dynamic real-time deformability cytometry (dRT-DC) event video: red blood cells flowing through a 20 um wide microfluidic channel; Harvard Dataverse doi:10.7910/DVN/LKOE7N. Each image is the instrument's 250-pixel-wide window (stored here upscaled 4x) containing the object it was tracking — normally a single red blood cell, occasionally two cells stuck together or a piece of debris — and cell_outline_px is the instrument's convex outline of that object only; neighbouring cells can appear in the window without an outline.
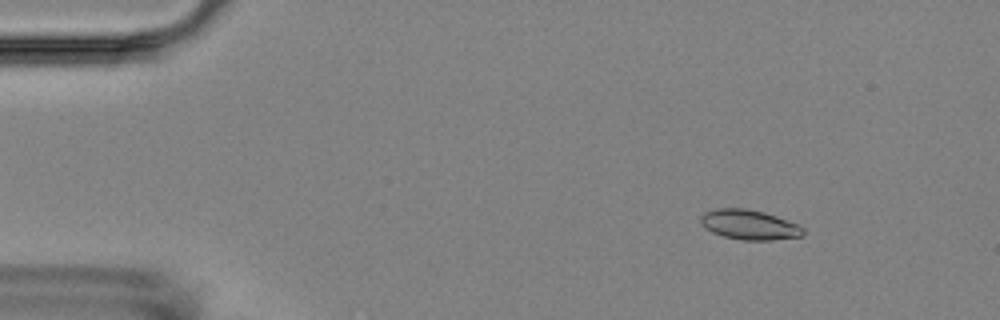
{"species": "Egyptian fruit bat (a non-hibernating species)", "species_latin": "Rousettus aegyptiacus", "temperature_condition": "room temperature", "stored_images_in_passage": 4, "camera_frame_rate_fps": 3000, "um_per_image_px": 0.085, "animal": {"sex": "female"}, "frame": {"image": 1, "passage_image": 1, "time_ms": 0.0, "image_size_px": [1000, 320], "cell_outline_px": [[804, 236], [772, 240], [740, 240], [724, 236], [712, 232], [704, 228], [700, 224], [700, 216], [704, 212], [716, 208], [744, 208], [764, 212], [776, 216], [796, 224], [804, 228]], "centroid_in_image_um": [63.65, 19.1], "position_along_channel_um": 21.3, "area_um2": 17.92}}
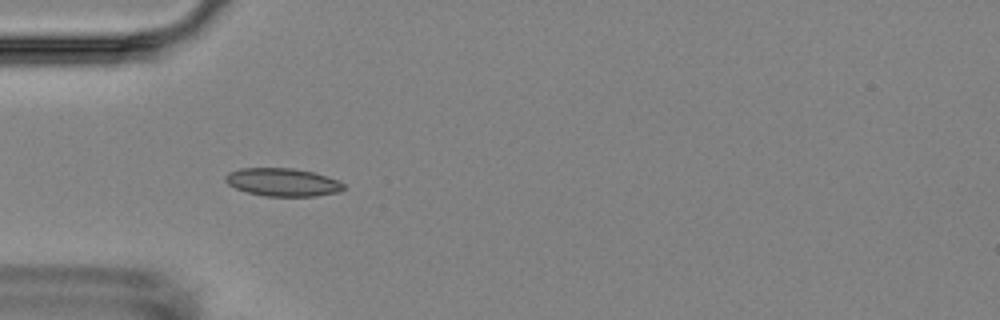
{"frame": {"image": 2, "passage_image": 4, "time_ms": 3.333, "image_size_px": [1000, 320], "cell_outline_px": [[344, 188], [340, 192], [316, 196], [264, 196], [248, 192], [236, 188], [228, 184], [224, 180], [224, 176], [228, 172], [240, 168], [292, 168], [312, 172], [340, 180], [344, 184]], "centroid_in_image_um": [24.03, 15.48], "position_along_channel_um": 61.0, "area_um2": 19.36}}